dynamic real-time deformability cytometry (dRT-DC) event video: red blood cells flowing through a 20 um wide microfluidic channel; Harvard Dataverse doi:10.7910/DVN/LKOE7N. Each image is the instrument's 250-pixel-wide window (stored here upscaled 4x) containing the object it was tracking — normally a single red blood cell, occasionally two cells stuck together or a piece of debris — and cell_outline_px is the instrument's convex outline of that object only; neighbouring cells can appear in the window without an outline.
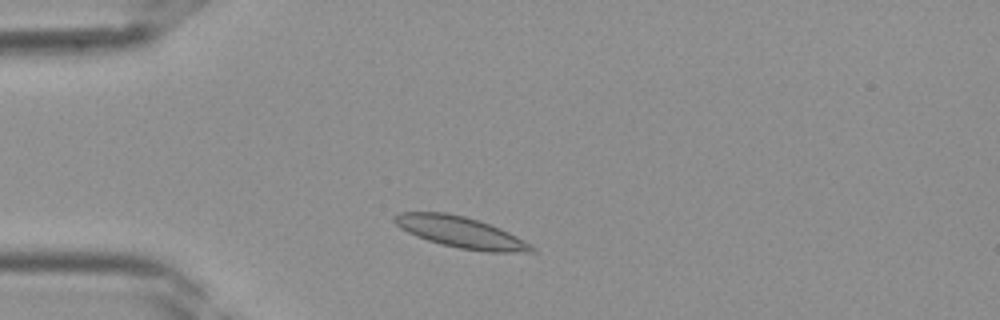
{"species": "Egyptian fruit bat (a non-hibernating species)", "species_latin": "Rousettus aegyptiacus", "temperature_condition": "room temperature", "stored_images_in_passage": 33, "camera_frame_rate_fps": 3000, "um_per_image_px": 0.085, "frame": {"image": 1, "passage_image": 4, "time_ms": 1.0, "image_size_px": [1000, 320], "cell_outline_px": [[536, 252], [488, 252], [460, 248], [440, 244], [416, 236], [400, 228], [392, 220], [392, 216], [400, 212], [444, 212], [464, 216], [480, 220], [500, 228], [524, 240], [536, 248]], "centroid_in_image_um": [39.15, 19.73], "position_along_channel_um": 45.8, "area_um2": 24.91}}
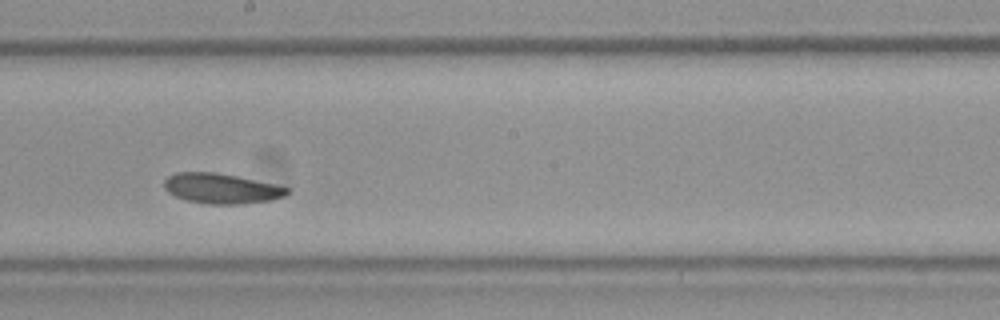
{"frame": {"image": 2, "passage_image": 16, "time_ms": 5.0, "image_size_px": [1000, 320], "cell_outline_px": [[292, 192], [284, 196], [272, 200], [240, 204], [208, 204], [188, 200], [176, 196], [168, 192], [164, 188], [164, 180], [168, 176], [176, 172], [216, 172], [276, 184], [292, 188]], "centroid_in_image_um": [18.86, 16.01], "position_along_channel_um": 229.3, "area_um2": 21.73}}
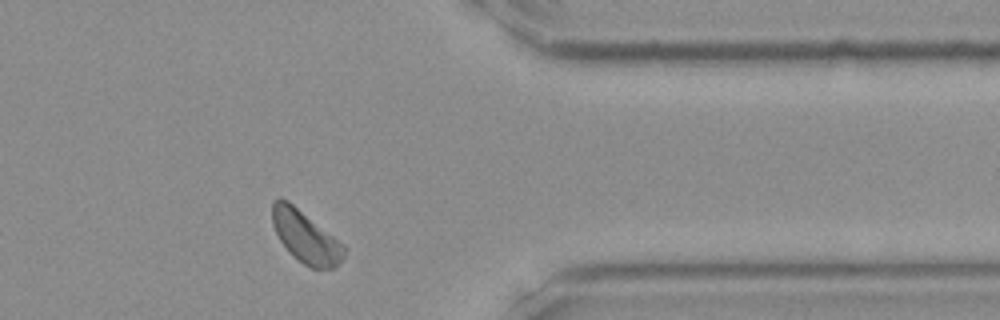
{"frame": {"image": 3, "passage_image": 26, "time_ms": 8.333, "image_size_px": [1000, 320], "cell_outline_px": [[344, 256], [332, 268], [312, 268], [304, 264], [288, 252], [280, 240], [272, 224], [272, 200], [280, 196], [288, 200], [344, 244]], "centroid_in_image_um": [25.93, 20.09], "position_along_channel_um": 385.5, "area_um2": 21.56}}